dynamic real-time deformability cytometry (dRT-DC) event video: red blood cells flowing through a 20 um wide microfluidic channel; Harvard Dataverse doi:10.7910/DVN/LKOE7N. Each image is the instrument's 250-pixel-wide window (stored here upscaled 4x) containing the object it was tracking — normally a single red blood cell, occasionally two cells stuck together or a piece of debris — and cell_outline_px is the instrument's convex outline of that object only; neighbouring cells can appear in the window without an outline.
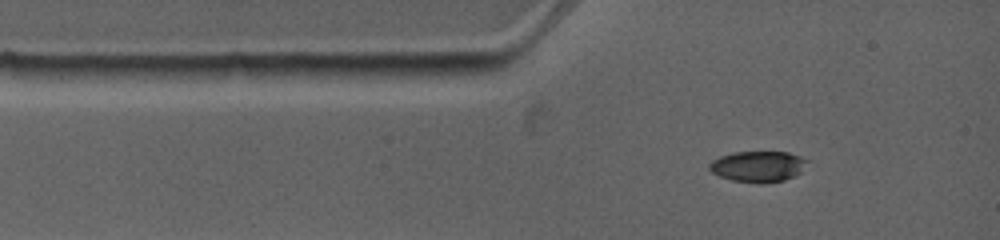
{"species": "common noctule bat (a hibernating species)", "species_latin": "Nyctalus noctula", "temperature_condition": "warm", "stored_images_in_passage": 2, "camera_frame_rate_fps": 4500, "um_per_image_px": 0.085, "animal": {"sex": "female", "body_mass_g": 19.0, "forearm_length_mm": 53.3}, "frame": {"image": 1, "passage_image": 1, "time_ms": 0.0, "image_size_px": [1000, 240], "cell_outline_px": [[808, 160], [800, 172], [784, 180], [764, 184], [732, 180], [720, 176], [712, 172], [708, 168], [708, 164], [712, 160], [720, 156], [732, 152], [788, 152], [800, 156]], "centroid_in_image_um": [64.4, 14.14], "position_along_channel_um": 20.6, "area_um2": 17.57}}